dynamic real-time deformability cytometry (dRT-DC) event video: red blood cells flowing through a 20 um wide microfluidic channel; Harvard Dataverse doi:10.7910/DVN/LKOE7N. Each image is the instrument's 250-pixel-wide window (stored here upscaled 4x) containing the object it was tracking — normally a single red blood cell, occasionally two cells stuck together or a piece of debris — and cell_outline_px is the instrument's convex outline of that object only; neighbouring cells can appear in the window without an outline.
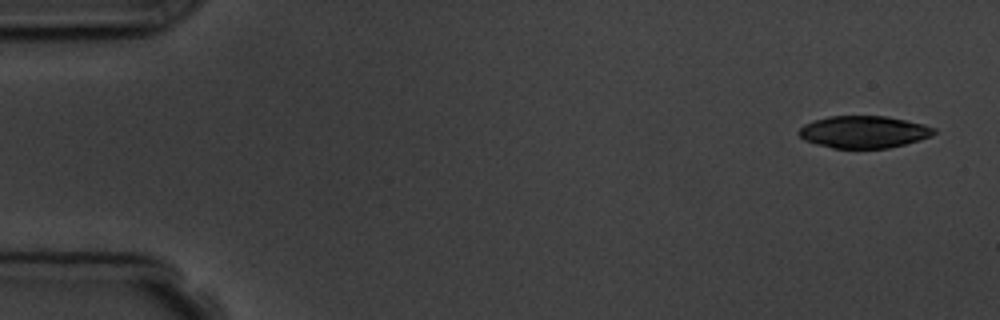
{"species": "common noctule bat (a hibernating species)", "species_latin": "Nyctalus noctula", "temperature_condition": "room temperature", "stored_images_in_passage": 5, "camera_frame_rate_fps": 3000, "um_per_image_px": 0.085, "animal": {"sex": "male", "body_mass_g": 19.5, "forearm_length_mm": 54.6}, "frame": {"image": 1, "passage_image": 1, "time_ms": 0.0, "image_size_px": [1000, 320], "cell_outline_px": [[936, 132], [932, 136], [920, 140], [888, 148], [832, 148], [816, 144], [804, 140], [796, 132], [804, 124], [828, 116], [888, 116], [924, 124], [936, 128]], "centroid_in_image_um": [73.43, 11.21], "position_along_channel_um": 11.6, "area_um2": 25.43}}